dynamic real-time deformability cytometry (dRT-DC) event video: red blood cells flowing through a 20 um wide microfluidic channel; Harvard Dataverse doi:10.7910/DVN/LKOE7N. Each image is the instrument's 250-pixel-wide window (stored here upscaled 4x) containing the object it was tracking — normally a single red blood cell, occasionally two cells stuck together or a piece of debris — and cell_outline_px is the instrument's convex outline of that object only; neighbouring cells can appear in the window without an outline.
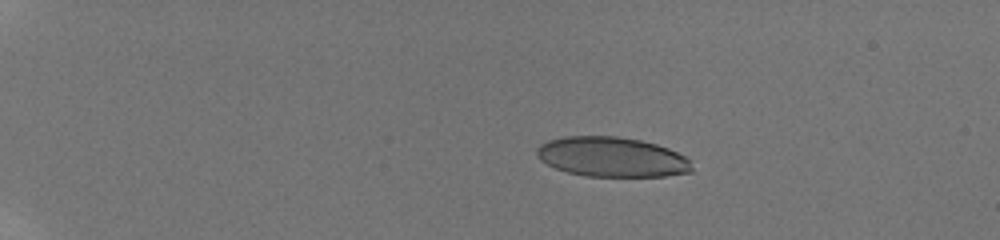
{"species": "human", "species_latin": "Homo sapiens", "temperature_condition": "room temperature", "stored_images_in_passage": 61, "camera_frame_rate_fps": 3000, "um_per_image_px": 0.085, "donor": {"sex": "male"}, "frame": {"image": 1, "passage_image": 1, "time_ms": 0.0, "image_size_px": [1000, 240], "cell_outline_px": [[692, 172], [664, 176], [584, 176], [568, 172], [556, 168], [540, 160], [536, 156], [536, 148], [540, 144], [548, 140], [564, 136], [616, 136], [640, 140], [656, 144], [668, 148], [684, 156], [688, 160], [692, 168]], "centroid_in_image_um": [51.97, 13.34], "position_along_channel_um": 33.0, "area_um2": 35.95}}
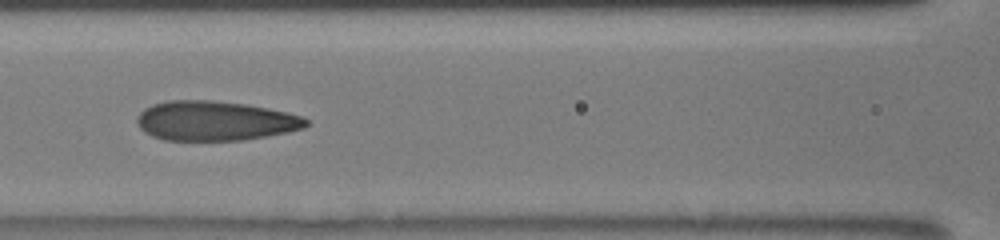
{"frame": {"image": 2, "passage_image": 28, "time_ms": 5.667, "image_size_px": [1000, 240], "cell_outline_px": [[308, 124], [304, 128], [288, 132], [268, 136], [244, 140], [164, 140], [152, 136], [144, 132], [140, 128], [136, 120], [136, 116], [144, 108], [152, 104], [168, 100], [212, 100], [244, 104], [268, 108], [304, 116], [308, 120]], "centroid_in_image_um": [18.27, 10.27], "position_along_channel_um": 148.3, "area_um2": 39.25}}
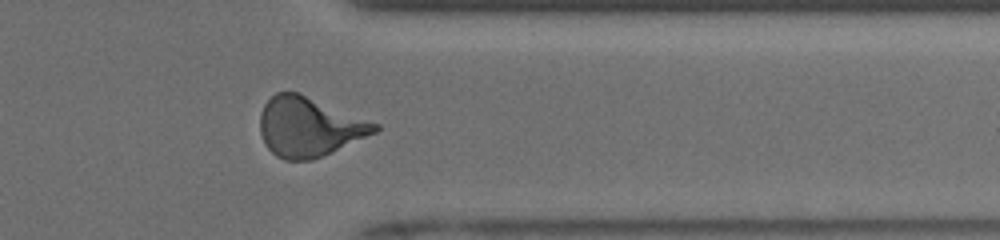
{"frame": {"image": 3, "passage_image": 48, "time_ms": 11.667, "image_size_px": [1000, 240], "cell_outline_px": [[380, 128], [376, 132], [332, 152], [312, 160], [284, 160], [276, 156], [264, 144], [260, 132], [260, 112], [264, 104], [276, 92], [300, 92], [380, 124]], "centroid_in_image_um": [26.26, 10.77], "position_along_channel_um": 385.1, "area_um2": 39.94}, "authors_computed_cell_mechanics": {"area_um2": 38.148, "velocity_mm_per_s": 3.9701, "shape_relaxation_time_tau1_ms": 8.3325, "shape_relaxation_time_tau2_ms": 0.9411, "deformation_change_tau1": 0.2469, "deformation_change_tau2": 0.0842}}